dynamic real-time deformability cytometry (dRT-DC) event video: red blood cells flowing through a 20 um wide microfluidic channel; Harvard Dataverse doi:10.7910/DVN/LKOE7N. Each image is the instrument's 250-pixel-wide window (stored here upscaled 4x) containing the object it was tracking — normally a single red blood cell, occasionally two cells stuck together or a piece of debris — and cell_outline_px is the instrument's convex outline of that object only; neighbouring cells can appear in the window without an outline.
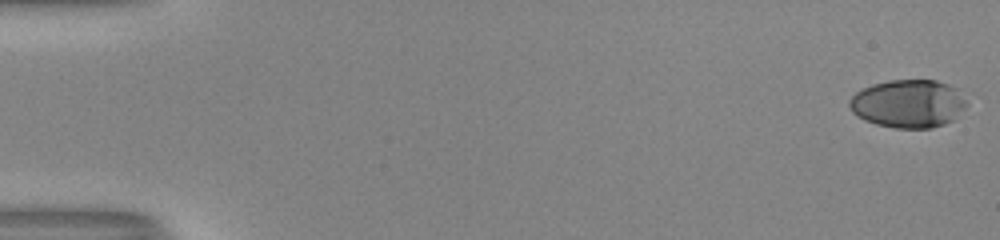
{"species": "human", "species_latin": "Homo sapiens", "temperature_condition": "room temperature", "stored_images_in_passage": 54, "camera_frame_rate_fps": 3000, "um_per_image_px": 0.085, "donor": {"sex": "male"}, "frame": {"image": 1, "passage_image": 1, "time_ms": 0.0, "image_size_px": [1000, 240], "cell_outline_px": [[968, 104], [952, 120], [944, 124], [932, 128], [896, 128], [876, 124], [864, 120], [856, 116], [852, 112], [848, 104], [848, 100], [856, 92], [872, 84], [888, 80], [936, 80], [948, 84], [956, 88]], "centroid_in_image_um": [77.17, 8.81], "position_along_channel_um": 7.8, "area_um2": 32.89}}
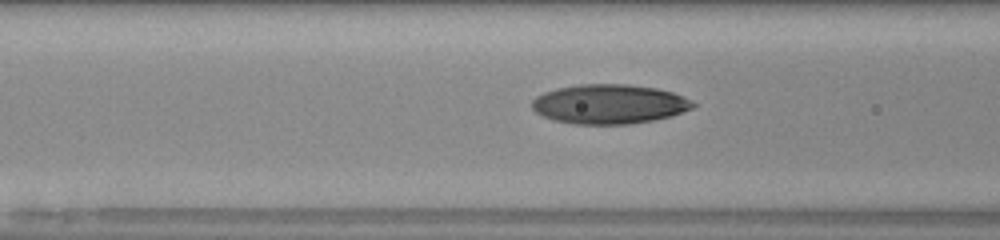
{"frame": {"image": 2, "passage_image": 23, "time_ms": 7.333, "image_size_px": [1000, 240], "cell_outline_px": [[696, 104], [692, 108], [672, 116], [652, 120], [628, 124], [576, 124], [552, 120], [536, 112], [532, 108], [532, 100], [536, 96], [544, 92], [556, 88], [580, 84], [628, 84], [656, 88], [672, 92]], "centroid_in_image_um": [51.74, 8.84], "position_along_channel_um": 114.9, "area_um2": 36.88}}
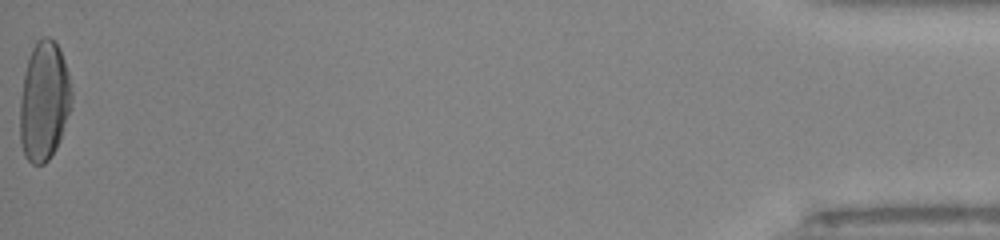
{"frame": {"image": 3, "passage_image": 54, "time_ms": 17.667, "image_size_px": [1000, 240], "cell_outline_px": [[72, 108], [60, 140], [56, 148], [48, 160], [44, 164], [32, 164], [24, 156], [20, 144], [20, 100], [24, 72], [28, 56], [36, 40], [40, 36], [48, 36], [60, 48], [68, 72], [72, 92]], "centroid_in_image_um": [3.75, 8.59], "position_along_channel_um": 431.5, "area_um2": 36.53}, "authors_computed_cell_mechanics": {"area_um2": 35.2002, "velocity_mm_per_s": 4.0251, "shape_relaxation_time_tau1_ms": 6.3533, "shape_relaxation_time_tau2_ms": 1.4188, "deformation_change_tau1": 0.2672, "deformation_change_tau2": 0.0501}}